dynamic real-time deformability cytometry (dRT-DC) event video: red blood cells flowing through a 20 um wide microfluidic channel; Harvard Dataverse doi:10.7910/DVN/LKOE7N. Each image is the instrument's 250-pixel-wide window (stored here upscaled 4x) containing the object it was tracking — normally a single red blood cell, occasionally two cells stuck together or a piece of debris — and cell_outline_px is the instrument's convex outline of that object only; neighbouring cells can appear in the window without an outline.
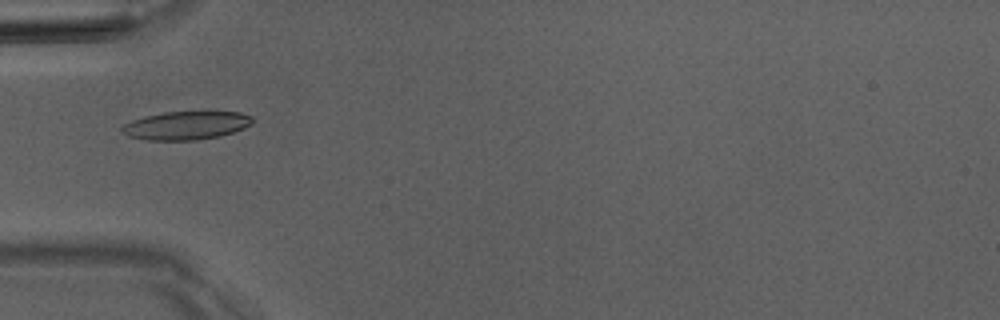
{"species": "Egyptian fruit bat (a non-hibernating species)", "species_latin": "Rousettus aegyptiacus", "temperature_condition": "room temperature", "stored_images_in_passage": 5, "camera_frame_rate_fps": 3000, "um_per_image_px": 0.085, "animal": {"sex": "male"}, "frame": {"image": 1, "passage_image": 4, "time_ms": 3.333, "image_size_px": [1000, 320], "cell_outline_px": [[252, 124], [244, 128], [220, 136], [196, 140], [148, 140], [128, 136], [120, 132], [120, 128], [124, 124], [132, 120], [144, 116], [164, 112], [240, 112], [252, 116]], "centroid_in_image_um": [15.79, 10.67], "position_along_channel_um": 69.2, "area_um2": 21.56}}